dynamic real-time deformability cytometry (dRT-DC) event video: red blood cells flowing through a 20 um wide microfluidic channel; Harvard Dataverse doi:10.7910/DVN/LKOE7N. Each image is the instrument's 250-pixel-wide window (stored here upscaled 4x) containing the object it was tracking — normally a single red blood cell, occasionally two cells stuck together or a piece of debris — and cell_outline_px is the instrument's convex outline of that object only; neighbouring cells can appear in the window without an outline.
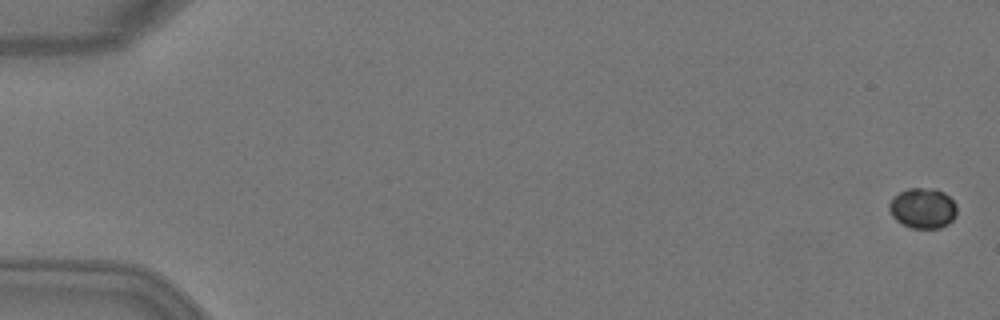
{"species": "Egyptian fruit bat (a non-hibernating species)", "species_latin": "Rousettus aegyptiacus", "temperature_condition": "warm", "stored_images_in_passage": 6, "camera_frame_rate_fps": 3000, "um_per_image_px": 0.085, "animal": {"sex": "female"}, "frame": {"image": 1, "passage_image": 1, "time_ms": 0.0, "image_size_px": [1000, 320], "cell_outline_px": [[956, 216], [948, 224], [940, 228], [912, 228], [896, 220], [892, 216], [888, 208], [888, 204], [900, 192], [908, 188], [936, 188], [944, 192], [956, 204]], "centroid_in_image_um": [78.45, 17.69], "position_along_channel_um": 6.5, "area_um2": 15.9}}